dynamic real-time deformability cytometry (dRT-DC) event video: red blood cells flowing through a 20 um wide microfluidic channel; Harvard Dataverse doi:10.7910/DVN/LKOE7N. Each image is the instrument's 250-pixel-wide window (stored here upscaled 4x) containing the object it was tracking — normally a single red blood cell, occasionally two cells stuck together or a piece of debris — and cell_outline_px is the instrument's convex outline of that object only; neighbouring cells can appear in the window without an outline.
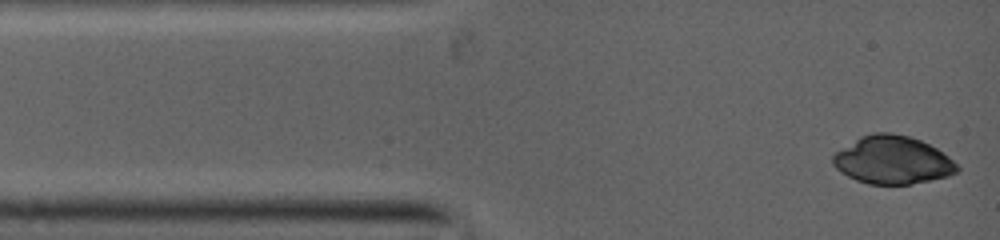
{"species": "common noctule bat (a hibernating species)", "species_latin": "Nyctalus noctula", "temperature_condition": "warm", "stored_images_in_passage": 5, "camera_frame_rate_fps": 5000, "um_per_image_px": 0.085, "animal": {"sex": "female", "body_mass_g": 19.0, "forearm_length_mm": 53.3}, "frame": {"image": 1, "passage_image": 1, "time_ms": 0.0, "image_size_px": [1000, 240], "cell_outline_px": [[960, 168], [956, 172], [948, 176], [908, 184], [868, 184], [856, 180], [840, 172], [832, 164], [832, 156], [836, 152], [856, 140], [864, 136], [876, 132], [888, 132], [908, 136], [920, 140], [936, 148], [948, 156]], "centroid_in_image_um": [75.85, 13.61], "position_along_channel_um": 9.1, "area_um2": 34.22}}